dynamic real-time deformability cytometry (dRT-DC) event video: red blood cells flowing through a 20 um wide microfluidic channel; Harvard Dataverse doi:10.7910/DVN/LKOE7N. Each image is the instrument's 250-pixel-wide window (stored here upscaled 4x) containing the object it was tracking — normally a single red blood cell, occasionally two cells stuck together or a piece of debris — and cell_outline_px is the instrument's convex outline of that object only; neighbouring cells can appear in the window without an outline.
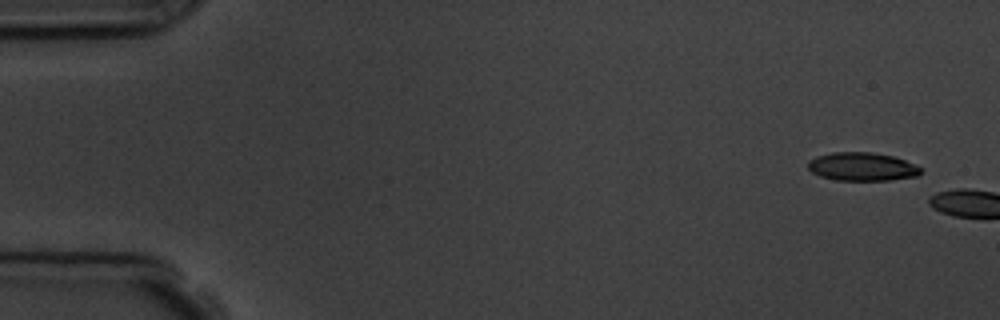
{"species": "common noctule bat (a hibernating species)", "species_latin": "Nyctalus noctula", "temperature_condition": "room temperature", "stored_images_in_passage": 2, "camera_frame_rate_fps": 3000, "um_per_image_px": 0.085, "animal": {"sex": "male", "body_mass_g": 19.5, "forearm_length_mm": 54.6}, "frame": {"image": 1, "passage_image": 1, "time_ms": 0.0, "image_size_px": [1000, 320], "cell_outline_px": [[924, 168], [916, 176], [888, 180], [836, 180], [820, 176], [812, 172], [808, 168], [808, 160], [816, 156], [832, 152], [872, 152], [892, 156], [904, 160]], "centroid_in_image_um": [73.26, 14.16], "position_along_channel_um": 11.7, "area_um2": 18.61}}